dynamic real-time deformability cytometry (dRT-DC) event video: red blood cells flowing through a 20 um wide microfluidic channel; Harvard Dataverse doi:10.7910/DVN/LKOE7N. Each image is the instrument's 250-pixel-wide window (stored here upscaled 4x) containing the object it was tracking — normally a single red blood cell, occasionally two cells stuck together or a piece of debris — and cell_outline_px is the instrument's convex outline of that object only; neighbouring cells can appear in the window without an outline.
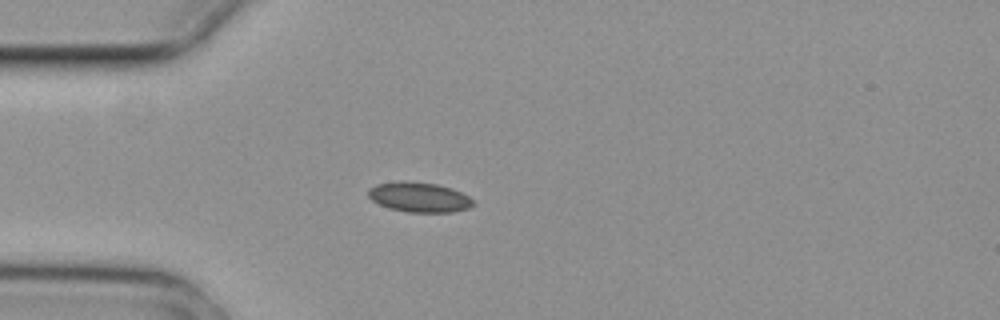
{"species": "common noctule bat (a hibernating species)", "species_latin": "Nyctalus noctula", "temperature_condition": "cold", "stored_images_in_passage": 3, "camera_frame_rate_fps": 3000, "um_per_image_px": 0.085, "animal": {"sex": "female", "body_mass_g": 29.2, "forearm_length_mm": 56.3}, "frame": {"image": 1, "passage_image": 3, "time_ms": 0.667, "image_size_px": [1000, 320], "cell_outline_px": [[476, 204], [468, 208], [452, 212], [408, 212], [388, 208], [372, 200], [368, 196], [368, 188], [376, 184], [404, 180], [436, 184], [452, 188], [468, 196]], "centroid_in_image_um": [35.61, 16.75], "position_along_channel_um": 49.4, "area_um2": 18.32}}